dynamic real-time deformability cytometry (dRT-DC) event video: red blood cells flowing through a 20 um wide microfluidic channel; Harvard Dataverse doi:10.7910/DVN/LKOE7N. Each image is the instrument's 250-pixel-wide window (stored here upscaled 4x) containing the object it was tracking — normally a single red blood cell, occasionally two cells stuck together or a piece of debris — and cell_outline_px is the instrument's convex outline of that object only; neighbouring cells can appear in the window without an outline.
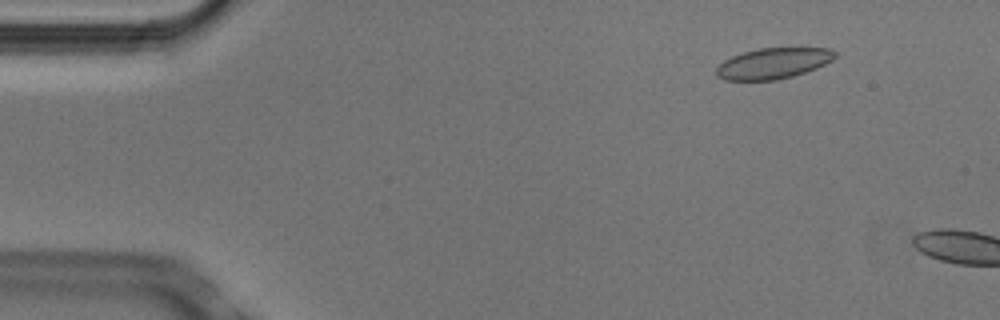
{"species": "Egyptian fruit bat (a non-hibernating species)", "species_latin": "Rousettus aegyptiacus", "temperature_condition": "cold", "stored_images_in_passage": 2, "camera_frame_rate_fps": 3000, "um_per_image_px": 0.085, "animal": {"sex": "male"}, "frame": {"image": 1, "passage_image": 1, "time_ms": 0.0, "image_size_px": [1000, 320], "cell_outline_px": [[836, 56], [832, 60], [816, 68], [792, 76], [776, 80], [724, 80], [716, 76], [716, 68], [724, 60], [732, 56], [744, 52], [760, 48], [828, 48], [836, 52]], "centroid_in_image_um": [65.7, 5.39], "position_along_channel_um": 19.3, "area_um2": 21.15}}